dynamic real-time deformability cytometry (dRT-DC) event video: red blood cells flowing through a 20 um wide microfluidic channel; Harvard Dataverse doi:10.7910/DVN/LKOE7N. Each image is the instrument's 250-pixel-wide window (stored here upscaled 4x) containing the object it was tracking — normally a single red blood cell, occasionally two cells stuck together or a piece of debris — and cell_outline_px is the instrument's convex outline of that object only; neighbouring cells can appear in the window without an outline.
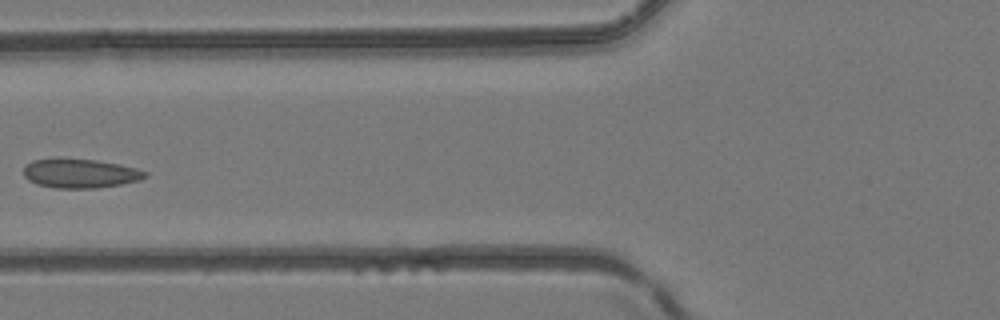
{"species": "common noctule bat (a hibernating species)", "species_latin": "Nyctalus noctula", "temperature_condition": "room temperature", "stored_images_in_passage": 4, "camera_frame_rate_fps": 3000, "um_per_image_px": 0.085, "animal": {"sex": "female", "body_mass_g": 24.6, "forearm_length_mm": 56.2}, "frame": {"image": 1, "passage_image": 4, "time_ms": 1.0, "image_size_px": [1000, 320], "cell_outline_px": [[148, 176], [140, 180], [120, 184], [96, 188], [56, 188], [36, 184], [28, 180], [24, 176], [24, 168], [32, 160], [60, 156], [96, 160], [120, 164], [136, 168], [148, 172]], "centroid_in_image_um": [6.79, 14.71], "position_along_channel_um": 119.0, "area_um2": 21.15}}